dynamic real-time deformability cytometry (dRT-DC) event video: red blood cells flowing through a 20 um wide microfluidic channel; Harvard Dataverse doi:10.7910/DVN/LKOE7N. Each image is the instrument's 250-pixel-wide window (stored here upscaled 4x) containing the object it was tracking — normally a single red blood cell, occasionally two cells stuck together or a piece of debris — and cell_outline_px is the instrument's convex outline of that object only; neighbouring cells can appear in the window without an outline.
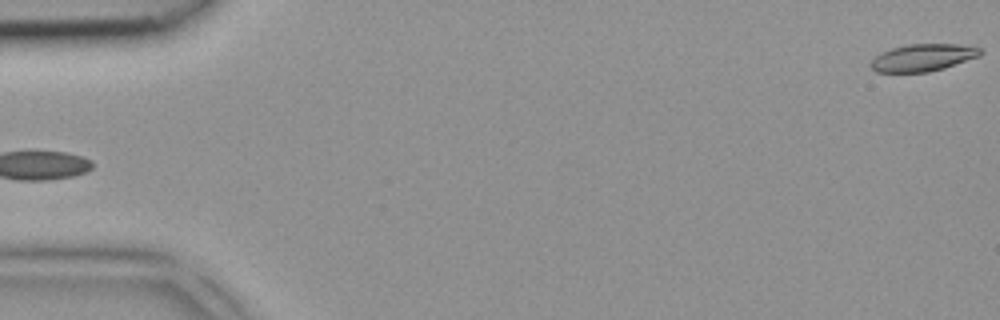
{"species": "common noctule bat (a hibernating species)", "species_latin": "Nyctalus noctula", "temperature_condition": "room temperature", "stored_images_in_passage": 4, "segment_of_instrument_passage": [2, 2], "camera_frame_rate_fps": 3000, "um_per_image_px": 0.085, "animal": {"sex": "female", "body_mass_g": 18.4}, "frame": {"image": 1, "passage_image": 4, "time_ms": 1.0, "image_size_px": [1000, 320], "cell_outline_px": [[984, 52], [980, 56], [944, 68], [928, 72], [876, 72], [868, 64], [880, 52], [892, 48], [908, 44], [956, 44], [980, 48]], "centroid_in_image_um": [78.44, 4.9], "position_along_channel_um": 6.6, "area_um2": 17.4}}